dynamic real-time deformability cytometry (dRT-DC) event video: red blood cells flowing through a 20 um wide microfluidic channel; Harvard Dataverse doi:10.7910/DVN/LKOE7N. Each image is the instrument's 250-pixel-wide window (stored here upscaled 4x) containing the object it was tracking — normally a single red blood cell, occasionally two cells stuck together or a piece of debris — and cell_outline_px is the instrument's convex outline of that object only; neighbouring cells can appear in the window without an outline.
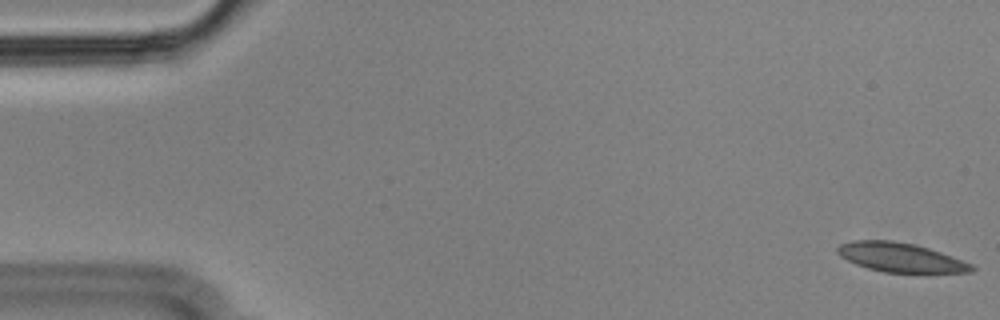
{"species": "Egyptian fruit bat (a non-hibernating species)", "species_latin": "Rousettus aegyptiacus", "temperature_condition": "cold", "stored_images_in_passage": 56, "camera_frame_rate_fps": 3000, "um_per_image_px": 0.085, "animal": {"sex": "male"}, "frame": {"image": 1, "passage_image": 1, "time_ms": 0.0, "image_size_px": [1000, 320], "cell_outline_px": [[976, 268], [972, 272], [884, 272], [868, 268], [856, 264], [840, 256], [836, 252], [836, 248], [840, 244], [852, 240], [892, 240], [916, 244], [940, 252], [972, 264]], "centroid_in_image_um": [76.51, 21.86], "position_along_channel_um": 8.5, "area_um2": 22.66}}
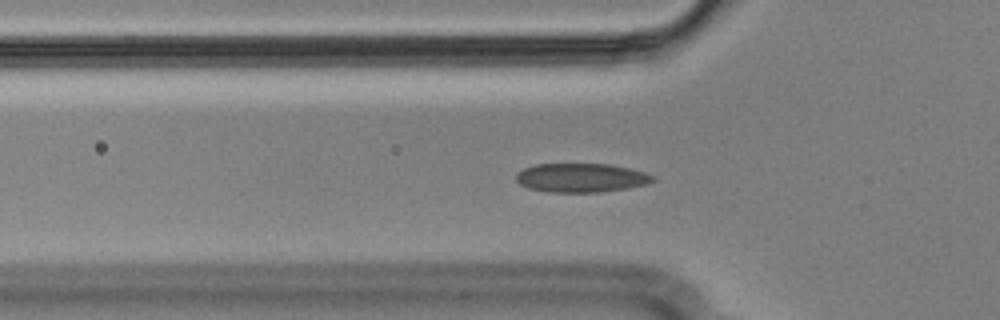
{"frame": {"image": 2, "passage_image": 18, "time_ms": 5.667, "image_size_px": [1000, 320], "cell_outline_px": [[656, 180], [648, 184], [628, 188], [600, 192], [548, 192], [528, 188], [520, 184], [516, 180], [516, 172], [524, 168], [536, 164], [608, 164], [628, 168], [644, 172], [656, 176]], "centroid_in_image_um": [49.41, 15.11], "position_along_channel_um": 76.4, "area_um2": 23.18}}
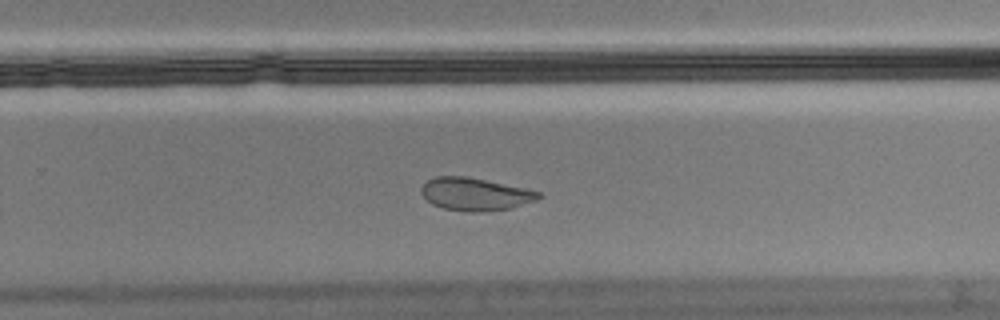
{"frame": {"image": 3, "passage_image": 36, "time_ms": 11.667, "image_size_px": [1000, 320], "cell_outline_px": [[544, 196], [536, 200], [512, 208], [480, 212], [468, 212], [444, 208], [432, 204], [420, 192], [420, 188], [428, 180], [436, 176], [464, 176], [528, 188], [540, 192]], "centroid_in_image_um": [40.42, 16.5], "position_along_channel_um": 289.4, "area_um2": 22.43}, "authors_computed_cell_mechanics": {"area_um2": 23.2356, "velocity_mm_per_s": 3.5389, "shape_relaxation_time_tau1_ms": null, "shape_relaxation_time_tau2_ms": 1.3977, "deformation_change_tau1": null, "deformation_change_tau2": 0.0463}}